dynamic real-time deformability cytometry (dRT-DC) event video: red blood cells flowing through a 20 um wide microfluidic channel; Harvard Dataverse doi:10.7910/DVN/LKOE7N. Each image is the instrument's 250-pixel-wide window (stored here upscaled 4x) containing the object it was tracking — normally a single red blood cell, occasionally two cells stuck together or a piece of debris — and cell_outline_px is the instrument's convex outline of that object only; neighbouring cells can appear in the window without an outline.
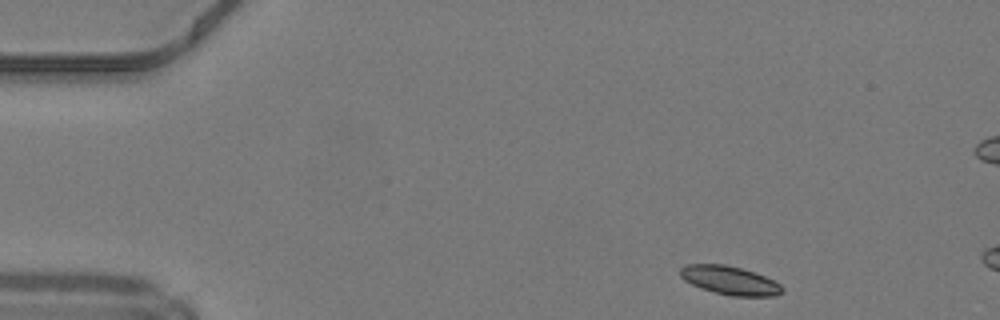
{"species": "common noctule bat (a hibernating species)", "species_latin": "Nyctalus noctula", "temperature_condition": "warm", "stored_images_in_passage": 5, "camera_frame_rate_fps": 3000, "um_per_image_px": 0.085, "animal": {"sex": "male", "body_mass_g": 19.2, "forearm_length_mm": 51.8}, "frame": {"image": 1, "passage_image": 1, "time_ms": 0.0, "image_size_px": [1000, 320], "cell_outline_px": [[784, 292], [776, 296], [728, 296], [692, 284], [684, 280], [680, 276], [680, 268], [688, 264], [724, 264], [740, 268], [764, 276], [780, 284], [784, 288]], "centroid_in_image_um": [62.05, 23.84], "position_along_channel_um": 22.9, "area_um2": 16.82}}